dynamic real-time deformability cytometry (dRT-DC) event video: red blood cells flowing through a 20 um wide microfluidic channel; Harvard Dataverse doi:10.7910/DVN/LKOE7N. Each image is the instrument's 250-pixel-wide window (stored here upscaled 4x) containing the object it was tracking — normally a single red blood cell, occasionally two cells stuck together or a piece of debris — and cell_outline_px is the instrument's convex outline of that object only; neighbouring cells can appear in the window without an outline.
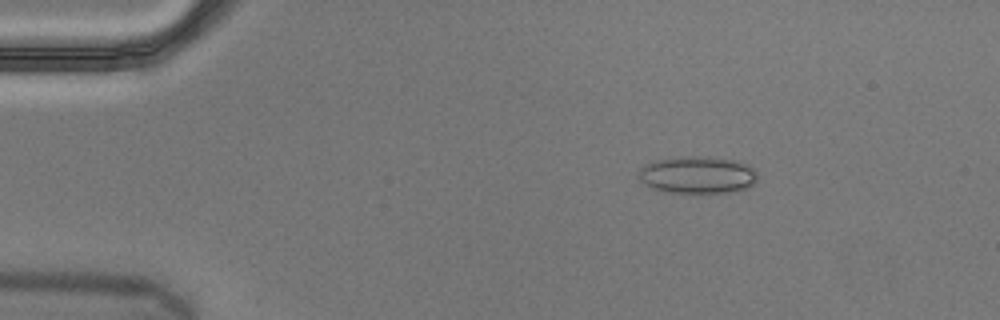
{"species": "Egyptian fruit bat (a non-hibernating species)", "species_latin": "Rousettus aegyptiacus", "temperature_condition": "cold", "stored_images_in_passage": 56, "camera_frame_rate_fps": 3000, "um_per_image_px": 0.085, "animal": {"sex": "male"}, "frame": {"image": 1, "passage_image": 9, "time_ms": 2.667, "image_size_px": [1000, 320], "cell_outline_px": [[756, 180], [752, 184], [744, 188], [728, 192], [668, 192], [652, 188], [640, 180], [640, 168], [644, 164], [656, 160], [692, 156], [700, 156], [732, 160], [748, 164], [756, 172]], "centroid_in_image_um": [59.27, 14.86], "position_along_channel_um": 25.7, "area_um2": 25.2}}
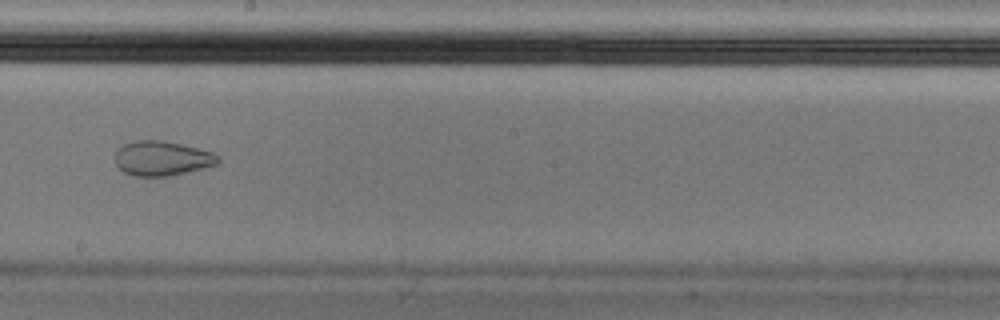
{"frame": {"image": 2, "passage_image": 32, "time_ms": 10.333, "image_size_px": [1000, 320], "cell_outline_px": [[220, 164], [168, 176], [136, 176], [124, 172], [116, 164], [116, 152], [124, 144], [136, 140], [164, 140], [212, 152], [220, 160]], "centroid_in_image_um": [13.77, 13.46], "position_along_channel_um": 234.4, "area_um2": 20.52}, "authors_computed_cell_mechanics": {"area_um2": 25.5187, "velocity_mm_per_s": 3.59, "shape_relaxation_time_tau1_ms": null, "shape_relaxation_time_tau2_ms": 1.5277, "deformation_change_tau1": null, "deformation_change_tau2": 0.0625}}